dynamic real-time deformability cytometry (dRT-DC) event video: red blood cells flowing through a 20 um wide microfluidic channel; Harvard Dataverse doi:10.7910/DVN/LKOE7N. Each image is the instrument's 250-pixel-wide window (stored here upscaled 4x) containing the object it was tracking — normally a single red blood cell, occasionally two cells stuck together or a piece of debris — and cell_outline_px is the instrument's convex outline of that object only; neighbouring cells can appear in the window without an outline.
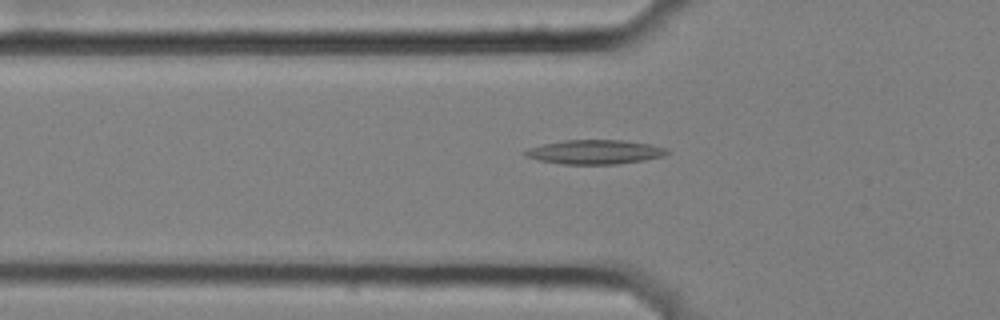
{"species": "common noctule bat (a hibernating species)", "species_latin": "Nyctalus noctula", "temperature_condition": "cold", "stored_images_in_passage": 47, "camera_frame_rate_fps": 3000, "um_per_image_px": 0.085, "animal": {"sex": "female", "body_mass_g": 25.1}, "frame": {"image": 1, "passage_image": 8, "time_ms": 2.333, "image_size_px": [1000, 320], "cell_outline_px": [[668, 152], [664, 156], [644, 160], [616, 164], [564, 164], [540, 160], [524, 156], [520, 152], [528, 148], [544, 144], [564, 140], [624, 140], [648, 144], [664, 148]], "centroid_in_image_um": [50.51, 12.92], "position_along_channel_um": 75.3, "area_um2": 19.88}}
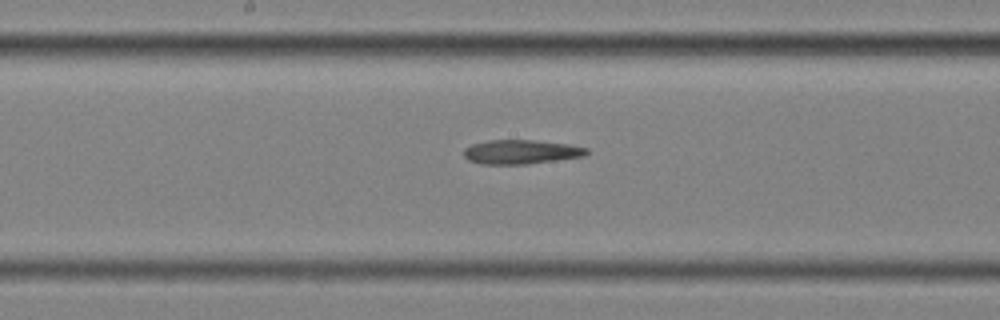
{"frame": {"image": 2, "passage_image": 19, "time_ms": 6.0, "image_size_px": [1000, 320], "cell_outline_px": [[592, 152], [584, 156], [528, 164], [480, 164], [468, 160], [464, 156], [464, 148], [472, 144], [488, 140], [536, 140], [568, 144], [588, 148]], "centroid_in_image_um": [44.31, 12.91], "position_along_channel_um": 203.9, "area_um2": 17.46}}
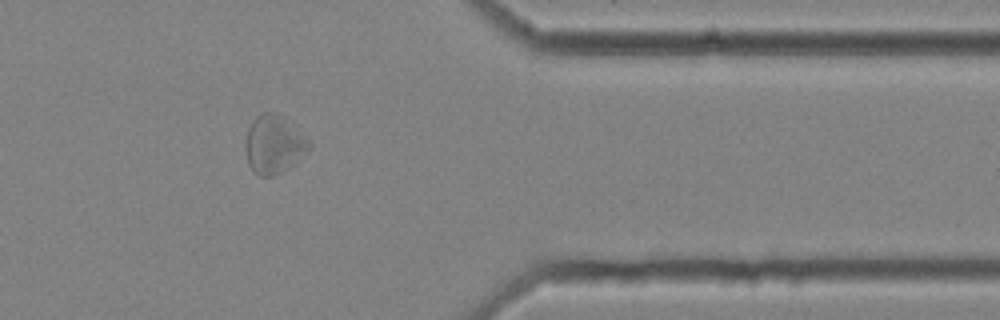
{"frame": {"image": 3, "passage_image": 36, "time_ms": 11.667, "image_size_px": [1000, 320], "cell_outline_px": [[312, 144], [288, 168], [276, 176], [260, 176], [248, 164], [244, 148], [244, 144], [248, 128], [252, 120], [256, 116], [264, 112], [276, 112], [308, 140]], "centroid_in_image_um": [23.2, 12.28], "position_along_channel_um": 388.2, "area_um2": 21.1}, "authors_computed_cell_mechanics": {"area_um2": 18.8428, "velocity_mm_per_s": 3.5099, "shape_relaxation_time_tau1_ms": null, "shape_relaxation_time_tau2_ms": 5.1774, "deformation_change_tau1": null, "deformation_change_tau2": 0.119}}